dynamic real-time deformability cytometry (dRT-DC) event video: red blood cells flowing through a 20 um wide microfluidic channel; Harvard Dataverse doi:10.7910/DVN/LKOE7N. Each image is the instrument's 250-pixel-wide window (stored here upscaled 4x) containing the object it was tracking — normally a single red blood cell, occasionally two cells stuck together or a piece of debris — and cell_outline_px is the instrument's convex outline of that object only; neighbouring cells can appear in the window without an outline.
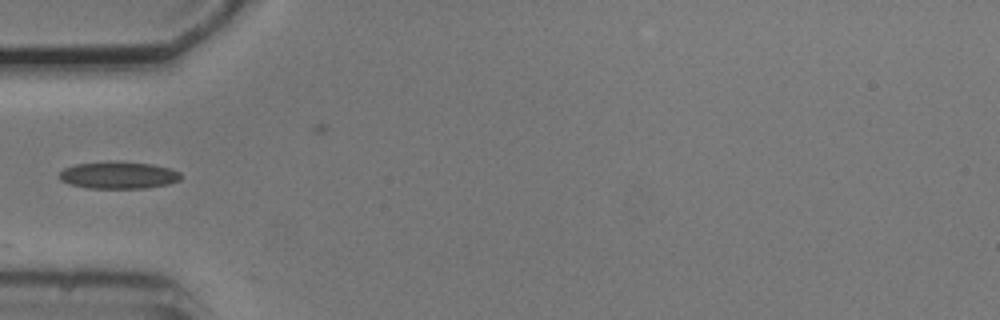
{"species": "common noctule bat (a hibernating species)", "species_latin": "Nyctalus noctula", "temperature_condition": "cold", "stored_images_in_passage": 10, "camera_frame_rate_fps": 3000, "um_per_image_px": 0.085, "animal": {"sex": "male", "body_mass_g": 20.5, "forearm_length_mm": 52.5}, "frame": {"image": 1, "passage_image": 1, "time_ms": 0.0, "image_size_px": [1000, 320], "cell_outline_px": [[180, 180], [168, 184], [144, 188], [88, 188], [72, 184], [60, 180], [60, 172], [64, 168], [76, 164], [108, 160], [152, 164], [168, 168], [180, 172]], "centroid_in_image_um": [10.06, 14.87], "position_along_channel_um": 74.9, "area_um2": 19.19}}